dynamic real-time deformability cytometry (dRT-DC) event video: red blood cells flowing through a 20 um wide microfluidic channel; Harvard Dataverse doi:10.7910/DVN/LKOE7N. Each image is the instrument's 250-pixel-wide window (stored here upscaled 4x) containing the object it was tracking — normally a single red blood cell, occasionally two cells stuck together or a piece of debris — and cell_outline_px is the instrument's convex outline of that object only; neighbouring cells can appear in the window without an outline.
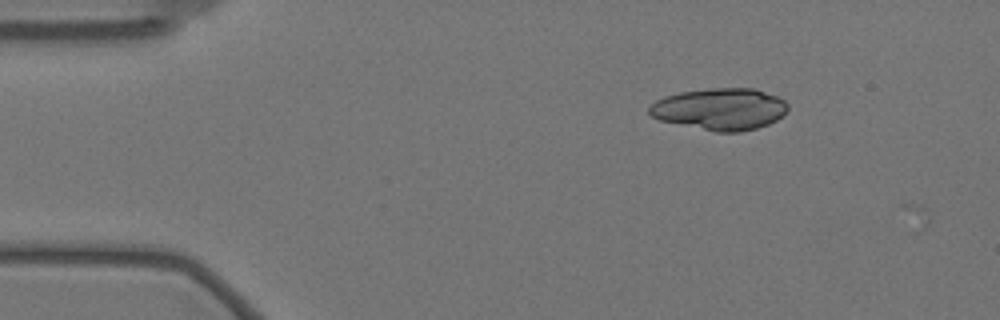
{"species": "Egyptian fruit bat (a non-hibernating species)", "species_latin": "Rousettus aegyptiacus", "temperature_condition": "warm", "stored_images_in_passage": 2, "camera_frame_rate_fps": 3000, "um_per_image_px": 0.085, "animal": {"sex": "female"}, "frame": {"image": 1, "passage_image": 1, "time_ms": 0.0, "image_size_px": [1000, 320], "cell_outline_px": [[788, 108], [776, 120], [768, 124], [756, 128], [740, 132], [716, 132], [660, 120], [652, 116], [648, 112], [648, 108], [656, 100], [664, 96], [680, 92], [708, 88], [752, 88], [776, 96], [784, 100], [788, 104]], "centroid_in_image_um": [61.18, 9.27], "position_along_channel_um": 23.8, "area_um2": 33.58}}